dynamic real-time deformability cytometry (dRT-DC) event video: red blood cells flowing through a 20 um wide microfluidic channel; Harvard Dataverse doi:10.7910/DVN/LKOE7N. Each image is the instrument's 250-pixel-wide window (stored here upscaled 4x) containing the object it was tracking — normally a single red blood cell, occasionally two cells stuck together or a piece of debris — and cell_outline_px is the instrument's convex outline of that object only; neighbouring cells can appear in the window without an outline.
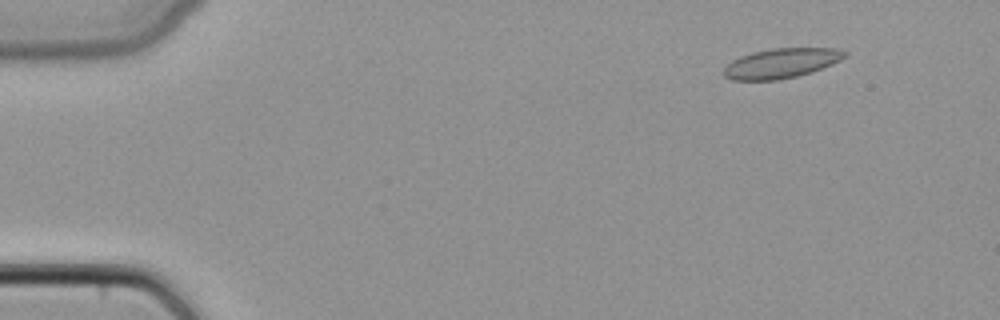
{"species": "common noctule bat (a hibernating species)", "species_latin": "Nyctalus noctula", "temperature_condition": "cold", "stored_images_in_passage": 49, "camera_frame_rate_fps": 3000, "um_per_image_px": 0.085, "animal": {"sex": "female", "body_mass_g": 22.7, "forearm_length_mm": 54.2}, "frame": {"image": 1, "passage_image": 6, "time_ms": 1.667, "image_size_px": [1000, 320], "cell_outline_px": [[848, 56], [832, 64], [812, 72], [796, 76], [776, 80], [732, 80], [724, 76], [724, 68], [732, 60], [740, 56], [752, 52], [772, 48], [840, 48], [848, 52]], "centroid_in_image_um": [66.44, 5.36], "position_along_channel_um": 18.6, "area_um2": 21.1}}
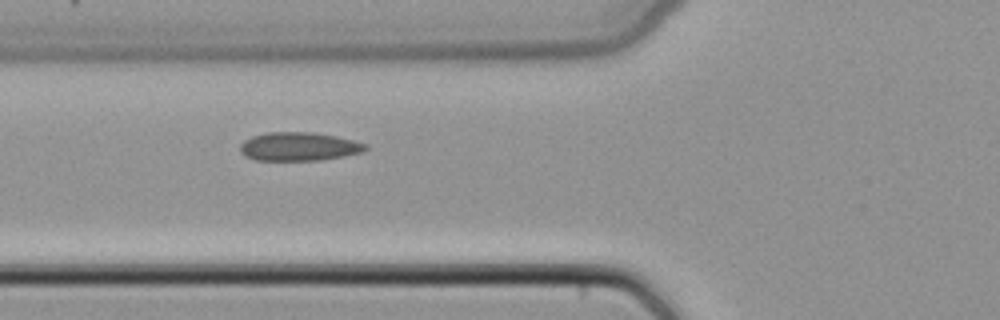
{"frame": {"image": 2, "passage_image": 19, "time_ms": 6.0, "image_size_px": [1000, 320], "cell_outline_px": [[368, 148], [364, 152], [344, 156], [320, 160], [256, 160], [244, 156], [240, 152], [240, 144], [244, 140], [252, 136], [268, 132], [312, 132], [336, 136], [368, 144]], "centroid_in_image_um": [25.41, 12.45], "position_along_channel_um": 100.4, "area_um2": 20.98}}
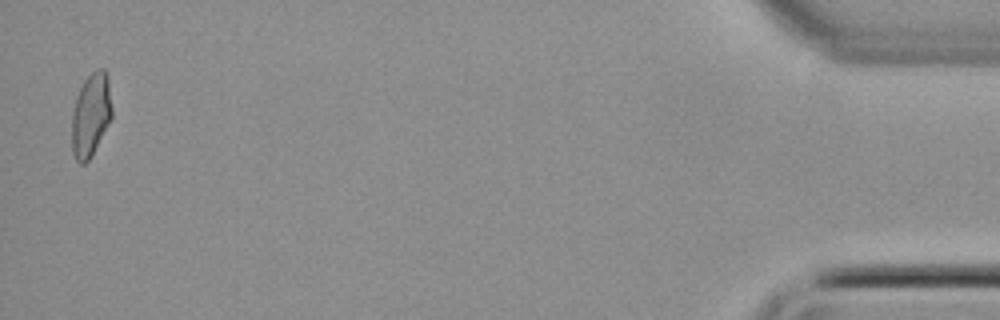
{"frame": {"image": 3, "passage_image": 48, "time_ms": 15.667, "image_size_px": [1000, 320], "cell_outline_px": [[112, 116], [88, 160], [84, 164], [80, 164], [76, 160], [72, 152], [72, 112], [76, 96], [84, 80], [96, 68], [104, 68], [108, 72], [112, 108]], "centroid_in_image_um": [7.72, 9.7], "position_along_channel_um": 427.5, "area_um2": 19.48}}